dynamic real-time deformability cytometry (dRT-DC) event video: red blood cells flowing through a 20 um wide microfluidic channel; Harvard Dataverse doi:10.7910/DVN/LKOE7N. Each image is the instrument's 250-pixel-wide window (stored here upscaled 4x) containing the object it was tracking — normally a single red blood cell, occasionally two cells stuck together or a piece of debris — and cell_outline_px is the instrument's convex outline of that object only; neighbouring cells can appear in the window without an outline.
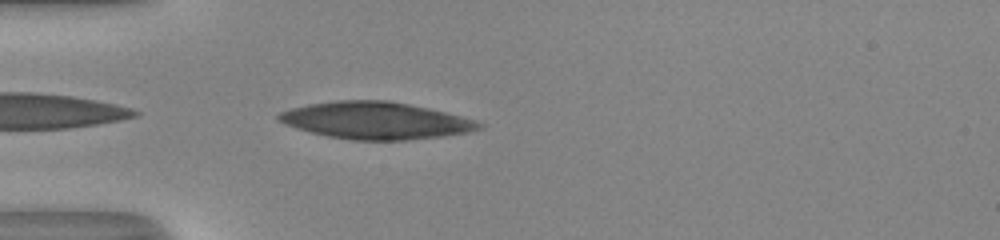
{"species": "human", "species_latin": "Homo sapiens", "temperature_condition": "room temperature", "stored_images_in_passage": 35, "camera_frame_rate_fps": 3000, "um_per_image_px": 0.085, "donor": {"sex": "male"}, "frame": {"image": 1, "passage_image": 1, "time_ms": 0.0, "image_size_px": [1000, 240], "cell_outline_px": [[484, 124], [480, 128], [468, 132], [440, 136], [408, 140], [352, 140], [328, 136], [296, 128], [284, 124], [276, 120], [276, 116], [280, 112], [292, 108], [308, 104], [340, 100], [388, 100], [408, 104], [444, 112], [460, 116]], "centroid_in_image_um": [31.87, 10.24], "position_along_channel_um": 53.1, "area_um2": 42.83}}
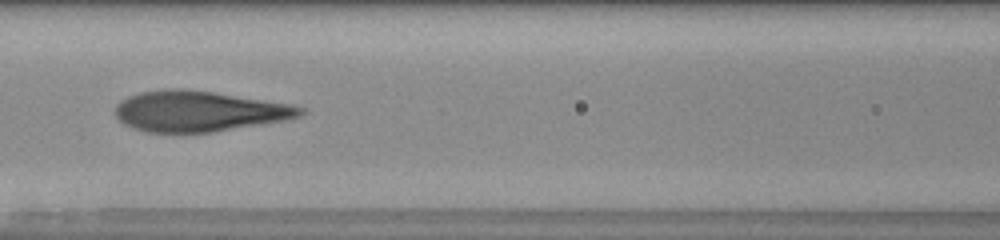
{"frame": {"image": 2, "passage_image": 9, "time_ms": 2.667, "image_size_px": [1000, 240], "cell_outline_px": [[304, 112], [300, 116], [284, 120], [212, 132], [148, 132], [132, 128], [124, 124], [116, 116], [116, 108], [128, 96], [140, 92], [176, 88], [184, 88], [212, 92], [292, 104], [304, 108]], "centroid_in_image_um": [16.92, 9.45], "position_along_channel_um": 149.7, "area_um2": 43.23}}
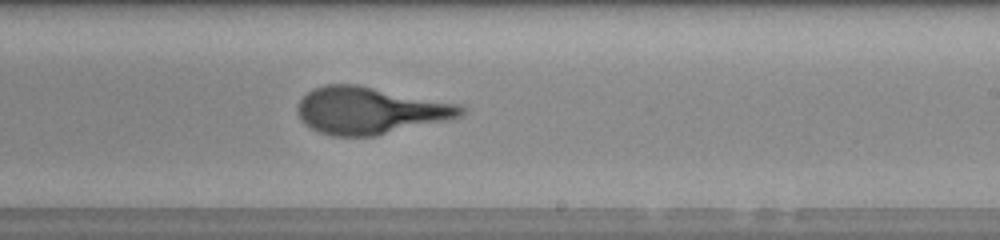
{"frame": {"image": 3, "passage_image": 17, "time_ms": 5.333, "image_size_px": [1000, 240], "cell_outline_px": [[464, 112], [460, 116], [452, 120], [376, 136], [332, 136], [320, 132], [304, 124], [300, 120], [300, 100], [312, 88], [324, 84], [356, 84], [460, 104], [464, 108]], "centroid_in_image_um": [31.5, 9.4], "position_along_channel_um": 257.5, "area_um2": 44.85}}